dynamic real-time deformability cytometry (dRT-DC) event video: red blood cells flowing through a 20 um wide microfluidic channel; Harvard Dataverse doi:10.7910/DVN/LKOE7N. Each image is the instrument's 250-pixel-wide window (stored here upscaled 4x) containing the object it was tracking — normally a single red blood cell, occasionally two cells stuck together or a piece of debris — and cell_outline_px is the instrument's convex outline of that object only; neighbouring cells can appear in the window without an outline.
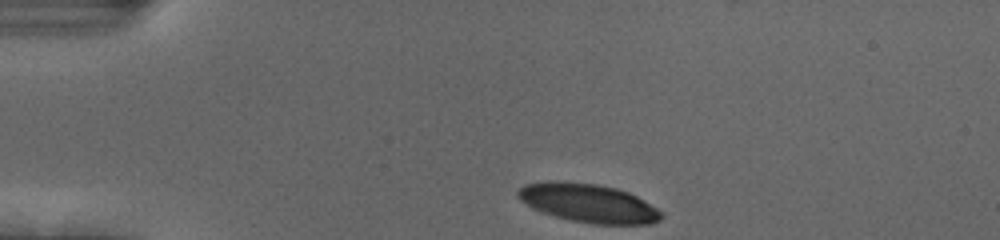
{"species": "human", "species_latin": "Homo sapiens", "temperature_condition": "cold", "stored_images_in_passage": 35, "camera_frame_rate_fps": 3000, "um_per_image_px": 0.085, "donor": {"sex": "female"}, "frame": {"image": 1, "passage_image": 1, "time_ms": 0.0, "image_size_px": [1000, 240], "cell_outline_px": [[664, 216], [660, 220], [652, 224], [592, 224], [572, 220], [556, 216], [544, 212], [520, 200], [516, 196], [516, 192], [524, 184], [548, 180], [596, 184], [616, 188], [628, 192], [636, 196], [664, 212]], "centroid_in_image_um": [50.04, 17.26], "position_along_channel_um": 35.0, "area_um2": 32.14}}
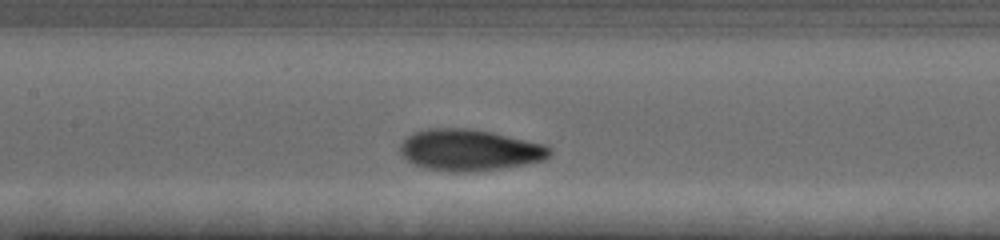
{"frame": {"image": 2, "passage_image": 16, "time_ms": 5.0, "image_size_px": [1000, 240], "cell_outline_px": [[552, 152], [544, 160], [504, 168], [476, 172], [452, 172], [424, 168], [412, 164], [400, 152], [400, 144], [412, 132], [428, 128], [468, 128], [492, 132], [544, 144]], "centroid_in_image_um": [39.88, 12.76], "position_along_channel_um": 167.5, "area_um2": 36.18}}
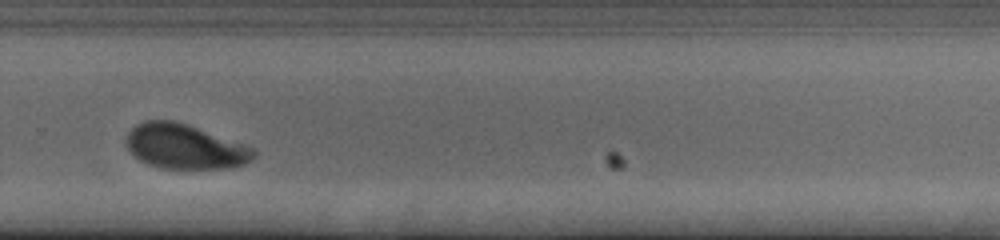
{"frame": {"image": 3, "passage_image": 28, "time_ms": 9.0, "image_size_px": [1000, 240], "cell_outline_px": [[256, 156], [252, 160], [244, 164], [228, 168], [160, 168], [148, 164], [140, 160], [128, 148], [128, 132], [136, 124], [144, 120], [172, 120], [188, 124], [244, 144], [252, 148], [256, 152]], "centroid_in_image_um": [15.73, 12.45], "position_along_channel_um": 314.1, "area_um2": 32.95}, "authors_computed_cell_mechanics": {"area_um2": 34.391, "velocity_mm_per_s": 3.6832, "shape_relaxation_time_tau1_ms": 3.2072, "shape_relaxation_time_tau2_ms": 1.3406, "deformation_change_tau1": 0.173, "deformation_change_tau2": 0.0599}}